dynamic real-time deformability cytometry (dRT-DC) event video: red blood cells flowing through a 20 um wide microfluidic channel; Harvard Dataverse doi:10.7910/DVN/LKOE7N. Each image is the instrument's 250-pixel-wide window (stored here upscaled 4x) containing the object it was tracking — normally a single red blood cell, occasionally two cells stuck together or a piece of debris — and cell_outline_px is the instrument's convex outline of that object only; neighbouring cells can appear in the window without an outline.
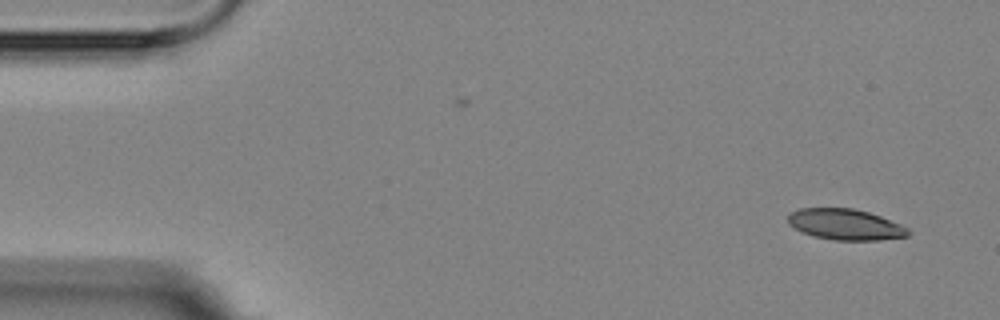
{"species": "Egyptian fruit bat (a non-hibernating species)", "species_latin": "Rousettus aegyptiacus", "temperature_condition": "room temperature", "stored_images_in_passage": 5, "camera_frame_rate_fps": 3000, "um_per_image_px": 0.085, "animal": {"sex": "female"}, "frame": {"image": 1, "passage_image": 1, "time_ms": 0.0, "image_size_px": [1000, 320], "cell_outline_px": [[912, 232], [908, 236], [880, 240], [836, 240], [812, 236], [800, 232], [788, 224], [788, 212], [800, 208], [852, 208], [868, 212], [880, 216], [900, 224], [908, 228]], "centroid_in_image_um": [71.83, 19.08], "position_along_channel_um": 13.2, "area_um2": 21.85}}